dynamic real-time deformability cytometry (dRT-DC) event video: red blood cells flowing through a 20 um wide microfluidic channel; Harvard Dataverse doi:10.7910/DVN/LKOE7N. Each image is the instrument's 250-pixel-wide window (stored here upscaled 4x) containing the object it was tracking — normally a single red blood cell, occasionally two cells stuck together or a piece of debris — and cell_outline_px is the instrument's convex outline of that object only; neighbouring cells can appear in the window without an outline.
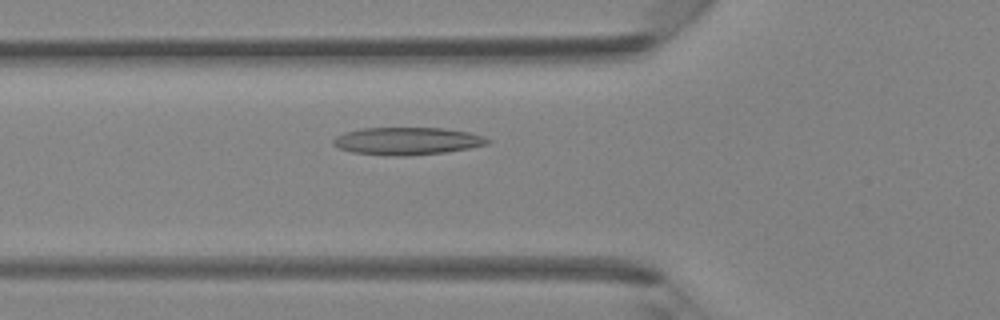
{"species": "Egyptian fruit bat (a non-hibernating species)", "species_latin": "Rousettus aegyptiacus", "temperature_condition": "room temperature", "stored_images_in_passage": 29, "camera_frame_rate_fps": 3000, "um_per_image_px": 0.085, "animal": {"sex": "female"}, "frame": {"image": 1, "passage_image": 2, "time_ms": 0.333, "image_size_px": [1000, 320], "cell_outline_px": [[492, 140], [488, 144], [468, 148], [444, 152], [408, 156], [388, 156], [352, 152], [340, 148], [332, 144], [332, 140], [336, 136], [344, 132], [364, 128], [444, 128], [468, 132], [484, 136]], "centroid_in_image_um": [34.6, 11.99], "position_along_channel_um": 91.2, "area_um2": 24.8}}
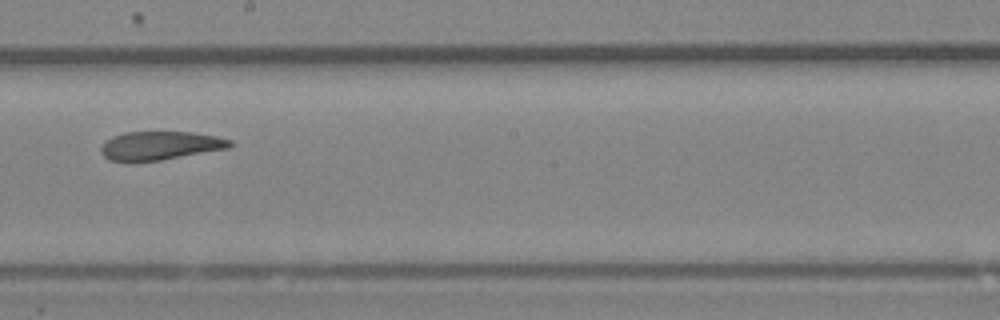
{"frame": {"image": 2, "passage_image": 11, "time_ms": 3.333, "image_size_px": [1000, 320], "cell_outline_px": [[232, 144], [228, 148], [160, 160], [108, 160], [100, 152], [100, 148], [112, 136], [124, 132], [192, 132], [216, 136], [232, 140]], "centroid_in_image_um": [13.62, 12.36], "position_along_channel_um": 234.6, "area_um2": 21.04}}
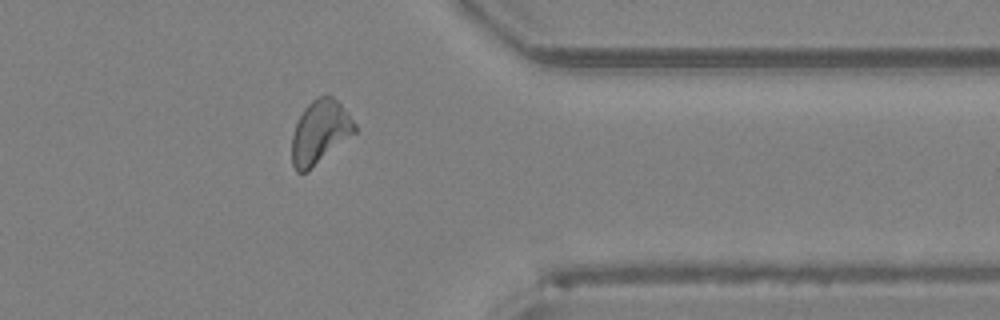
{"frame": {"image": 3, "passage_image": 21, "time_ms": 6.667, "image_size_px": [1000, 320], "cell_outline_px": [[356, 132], [308, 172], [296, 172], [292, 164], [292, 136], [296, 124], [304, 108], [312, 100], [320, 96], [332, 96], [348, 112], [356, 124]], "centroid_in_image_um": [27.2, 11.25], "position_along_channel_um": 384.2, "area_um2": 23.18}}